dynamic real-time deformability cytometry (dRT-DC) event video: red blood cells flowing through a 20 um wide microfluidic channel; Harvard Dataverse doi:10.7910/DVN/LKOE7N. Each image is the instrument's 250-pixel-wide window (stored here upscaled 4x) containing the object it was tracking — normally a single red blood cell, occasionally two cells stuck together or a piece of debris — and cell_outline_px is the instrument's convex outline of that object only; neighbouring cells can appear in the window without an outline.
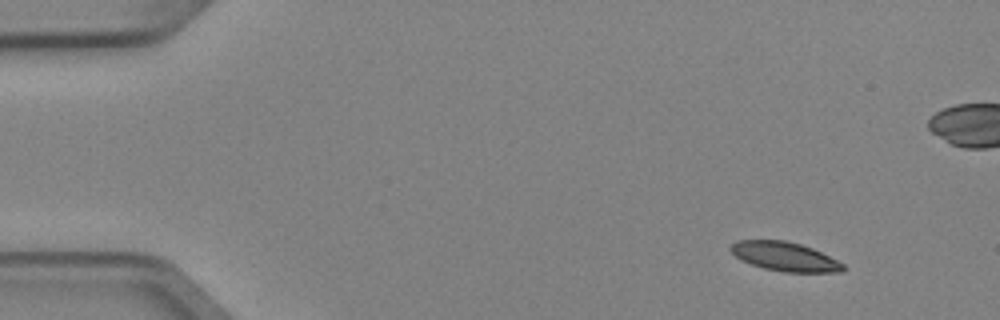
{"species": "Egyptian fruit bat (a non-hibernating species)", "species_latin": "Rousettus aegyptiacus", "temperature_condition": "cold", "stored_images_in_passage": 4, "camera_frame_rate_fps": 3000, "um_per_image_px": 0.085, "animal": {"sex": "female"}, "frame": {"image": 1, "passage_image": 1, "time_ms": 0.0, "image_size_px": [1000, 320], "cell_outline_px": [[844, 268], [840, 272], [784, 272], [764, 268], [752, 264], [736, 256], [728, 248], [736, 240], [784, 240], [800, 244], [812, 248], [844, 264]], "centroid_in_image_um": [66.69, 21.8], "position_along_channel_um": 18.3, "area_um2": 18.73}}